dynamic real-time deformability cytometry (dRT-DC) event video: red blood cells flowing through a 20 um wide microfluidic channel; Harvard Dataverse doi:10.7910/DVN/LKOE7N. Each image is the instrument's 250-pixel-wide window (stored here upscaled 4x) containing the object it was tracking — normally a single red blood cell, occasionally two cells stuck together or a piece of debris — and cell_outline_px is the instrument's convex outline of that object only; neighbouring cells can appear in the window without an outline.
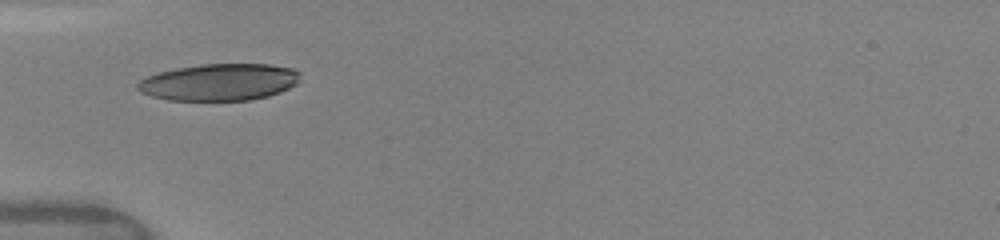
{"species": "human", "species_latin": "Homo sapiens", "temperature_condition": "warm", "stored_images_in_passage": 3, "camera_frame_rate_fps": 3000, "um_per_image_px": 0.085, "donor": {"sex": "female"}, "frame": {"image": 1, "passage_image": 1, "time_ms": 0.0, "image_size_px": [1000, 240], "cell_outline_px": [[300, 80], [296, 84], [280, 92], [268, 96], [252, 100], [168, 100], [152, 96], [140, 92], [136, 88], [136, 84], [140, 80], [148, 76], [160, 72], [176, 68], [204, 64], [268, 64], [292, 68], [300, 72]], "centroid_in_image_um": [18.65, 6.98], "position_along_channel_um": 66.3, "area_um2": 34.97}}